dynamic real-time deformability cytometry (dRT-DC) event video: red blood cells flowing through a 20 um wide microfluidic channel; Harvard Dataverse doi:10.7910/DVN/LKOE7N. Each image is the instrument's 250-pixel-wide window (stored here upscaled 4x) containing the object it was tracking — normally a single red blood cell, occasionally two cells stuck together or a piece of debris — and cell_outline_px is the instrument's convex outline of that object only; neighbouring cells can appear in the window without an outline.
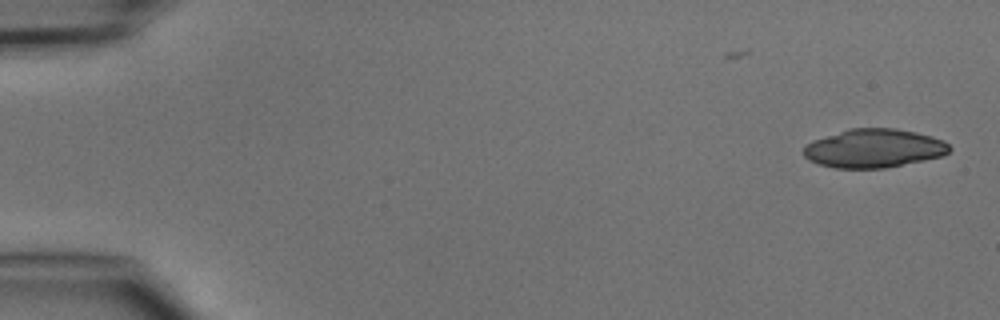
{"species": "common noctule bat (a hibernating species)", "species_latin": "Nyctalus noctula", "temperature_condition": "cold", "stored_images_in_passage": 5, "camera_frame_rate_fps": 3000, "um_per_image_px": 0.085, "animal": {"sex": "male", "body_mass_g": 15.6}, "frame": {"image": 1, "passage_image": 1, "time_ms": 0.0, "image_size_px": [1000, 320], "cell_outline_px": [[952, 148], [944, 156], [884, 168], [836, 168], [820, 164], [808, 160], [804, 156], [804, 144], [812, 140], [848, 128], [896, 128], [916, 132], [932, 136], [944, 140]], "centroid_in_image_um": [74.28, 12.6], "position_along_channel_um": 10.7, "area_um2": 33.06}}